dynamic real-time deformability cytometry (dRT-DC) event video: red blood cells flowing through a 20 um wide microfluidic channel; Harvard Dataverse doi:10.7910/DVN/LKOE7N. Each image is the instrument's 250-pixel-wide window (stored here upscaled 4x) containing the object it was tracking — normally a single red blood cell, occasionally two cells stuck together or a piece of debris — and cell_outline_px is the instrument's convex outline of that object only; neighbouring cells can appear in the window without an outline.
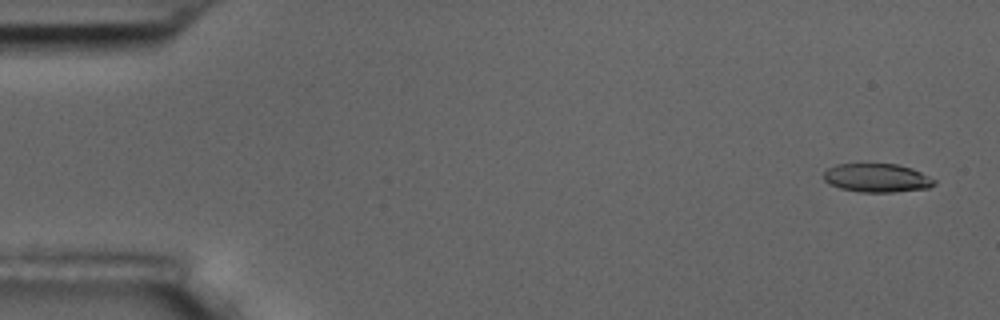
{"species": "common noctule bat (a hibernating species)", "species_latin": "Nyctalus noctula", "temperature_condition": "room temperature", "stored_images_in_passage": 5, "camera_frame_rate_fps": 3000, "um_per_image_px": 0.085, "animal": {"sex": "male", "body_mass_g": 17.5, "forearm_length_mm": 52.3}, "frame": {"image": 1, "passage_image": 1, "time_ms": 0.0, "image_size_px": [1000, 320], "cell_outline_px": [[936, 184], [928, 188], [892, 192], [860, 192], [840, 188], [828, 184], [824, 180], [824, 172], [828, 168], [836, 164], [896, 164], [912, 168], [936, 180]], "centroid_in_image_um": [74.53, 15.12], "position_along_channel_um": 10.5, "area_um2": 18.44}}
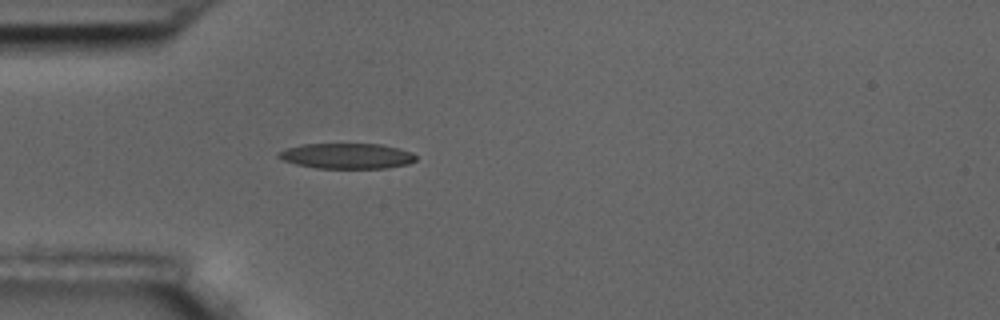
{"frame": {"image": 2, "passage_image": 5, "time_ms": 4.667, "image_size_px": [1000, 320], "cell_outline_px": [[416, 160], [408, 164], [388, 168], [316, 168], [296, 164], [284, 160], [276, 156], [280, 152], [288, 148], [300, 144], [380, 144], [400, 148], [412, 152], [416, 156]], "centroid_in_image_um": [29.52, 13.25], "position_along_channel_um": 55.5, "area_um2": 20.35}}